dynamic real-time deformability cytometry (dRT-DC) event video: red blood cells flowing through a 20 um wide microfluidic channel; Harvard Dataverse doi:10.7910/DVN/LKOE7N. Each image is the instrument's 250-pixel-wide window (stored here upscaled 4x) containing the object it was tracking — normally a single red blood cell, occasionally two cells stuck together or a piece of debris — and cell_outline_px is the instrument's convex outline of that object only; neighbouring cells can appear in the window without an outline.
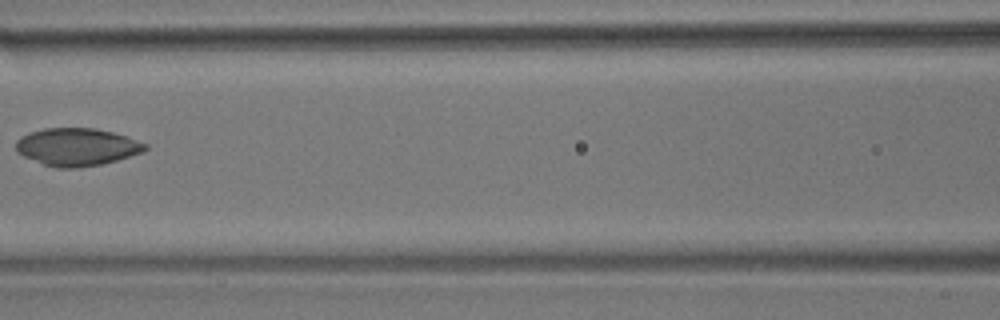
{"species": "common noctule bat (a hibernating species)", "species_latin": "Nyctalus noctula", "temperature_condition": "room temperature", "stored_images_in_passage": 7, "camera_frame_rate_fps": 3000, "um_per_image_px": 0.085, "animal": {"sex": "male", "body_mass_g": 17.9}, "frame": {"image": 1, "passage_image": 7, "time_ms": 2.0, "image_size_px": [1000, 320], "cell_outline_px": [[148, 148], [144, 152], [104, 164], [76, 168], [56, 168], [44, 164], [24, 156], [16, 152], [16, 140], [20, 136], [44, 128], [96, 128], [112, 132], [148, 144]], "centroid_in_image_um": [6.55, 12.49], "position_along_channel_um": 160.1, "area_um2": 28.38}}